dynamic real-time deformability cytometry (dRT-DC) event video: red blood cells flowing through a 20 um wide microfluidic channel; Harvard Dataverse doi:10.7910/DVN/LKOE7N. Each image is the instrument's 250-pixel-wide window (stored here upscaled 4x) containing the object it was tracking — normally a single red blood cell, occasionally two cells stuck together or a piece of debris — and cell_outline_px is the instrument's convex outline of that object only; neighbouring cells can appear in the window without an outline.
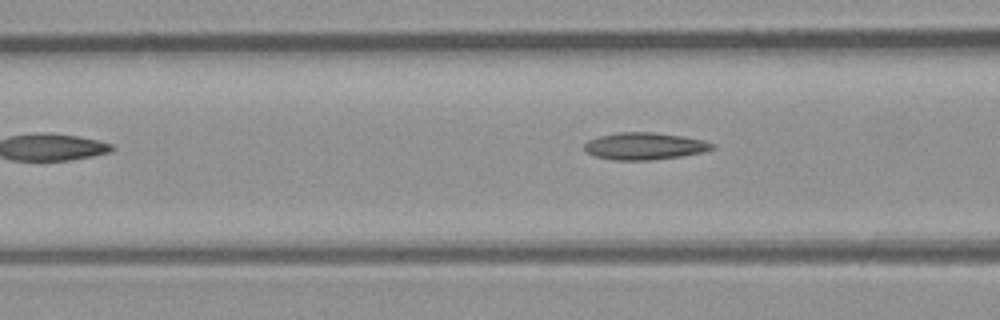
{"species": "common noctule bat (a hibernating species)", "species_latin": "Nyctalus noctula", "temperature_condition": "room temperature", "stored_images_in_passage": 7, "camera_frame_rate_fps": 3000, "um_per_image_px": 0.085, "animal": {"sex": "male", "body_mass_g": 23.1, "forearm_length_mm": 52.7}, "frame": {"image": 1, "passage_image": 4, "time_ms": 3.333, "image_size_px": [1000, 320], "cell_outline_px": [[716, 148], [704, 152], [680, 156], [652, 160], [612, 160], [596, 156], [588, 152], [584, 148], [584, 144], [588, 140], [600, 136], [620, 132], [652, 132], [680, 136], [704, 140], [716, 144]], "centroid_in_image_um": [54.82, 12.42], "position_along_channel_um": 111.8, "area_um2": 20.11}}